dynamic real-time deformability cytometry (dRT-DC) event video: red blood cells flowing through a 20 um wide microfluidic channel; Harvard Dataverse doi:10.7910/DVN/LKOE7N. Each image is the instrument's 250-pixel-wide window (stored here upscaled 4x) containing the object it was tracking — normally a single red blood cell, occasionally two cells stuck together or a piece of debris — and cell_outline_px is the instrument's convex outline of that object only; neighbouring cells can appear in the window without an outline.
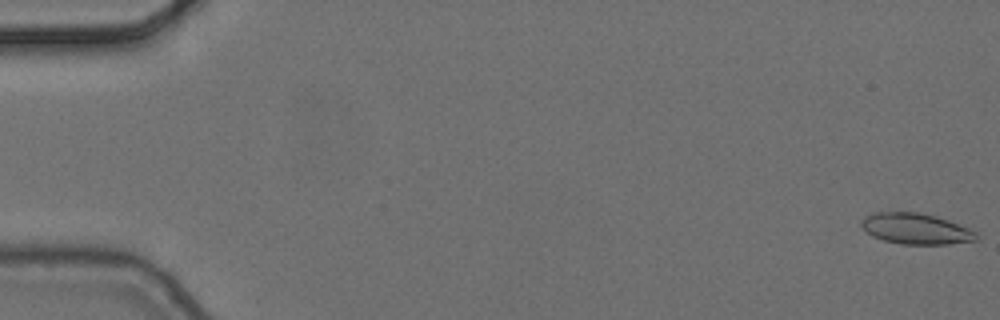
{"species": "common noctule bat (a hibernating species)", "species_latin": "Nyctalus noctula", "temperature_condition": "cold", "stored_images_in_passage": 15, "segment_of_instrument_passage": [1, 2], "camera_frame_rate_fps": 3000, "um_per_image_px": 0.085, "animal": {"sex": "female", "body_mass_g": 24.6, "forearm_length_mm": 56.2}, "frame": {"image": 1, "passage_image": 1, "time_ms": 0.0, "image_size_px": [1000, 320], "cell_outline_px": [[976, 240], [948, 244], [900, 244], [884, 240], [872, 236], [860, 224], [860, 220], [864, 216], [872, 212], [920, 212], [936, 216], [948, 220], [968, 228], [976, 232]], "centroid_in_image_um": [77.8, 19.43], "position_along_channel_um": 7.2, "area_um2": 20.63}}
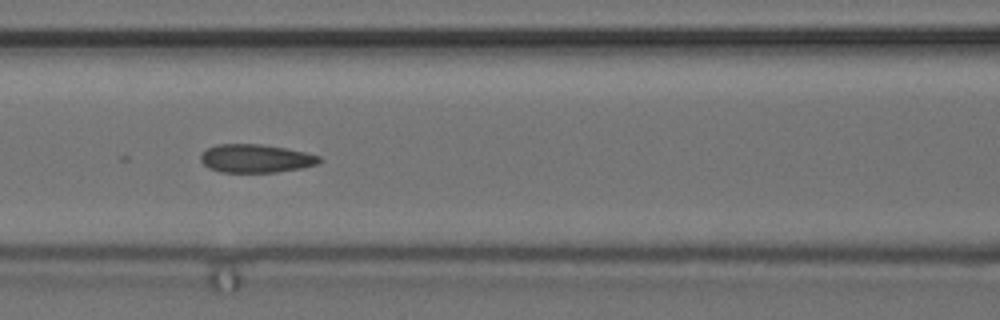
{"frame": {"image": 2, "passage_image": 7, "time_ms": 2.0, "image_size_px": [1000, 320], "cell_outline_px": [[324, 160], [316, 164], [304, 168], [276, 172], [220, 172], [208, 168], [200, 160], [200, 156], [208, 148], [216, 144], [260, 144], [284, 148], [304, 152], [320, 156]], "centroid_in_image_um": [21.75, 13.47], "position_along_channel_um": 144.8, "area_um2": 19.59}}
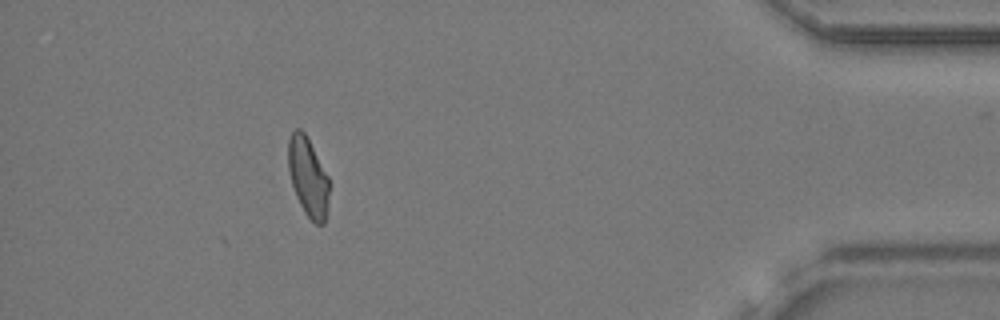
{"frame": {"image": 3, "passage_image": 14, "time_ms": 4.333, "image_size_px": [1000, 320], "cell_outline_px": [[328, 208], [324, 224], [316, 224], [304, 212], [296, 196], [292, 184], [288, 168], [288, 140], [292, 132], [296, 128], [300, 128], [304, 132], [328, 176]], "centroid_in_image_um": [26.17, 15.05], "position_along_channel_um": 409.0, "area_um2": 18.61}}